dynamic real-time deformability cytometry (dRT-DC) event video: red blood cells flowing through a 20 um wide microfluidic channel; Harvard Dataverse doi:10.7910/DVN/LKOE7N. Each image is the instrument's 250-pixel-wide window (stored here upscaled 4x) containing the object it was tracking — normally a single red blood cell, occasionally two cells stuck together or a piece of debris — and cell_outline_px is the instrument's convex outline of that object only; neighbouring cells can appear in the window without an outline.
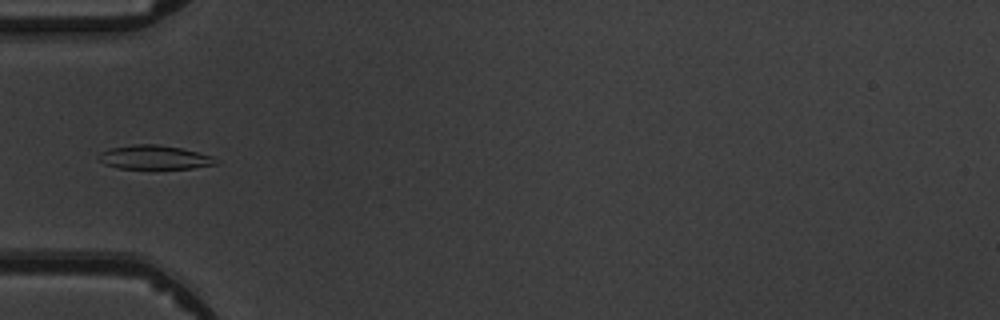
{"species": "common noctule bat (a hibernating species)", "species_latin": "Nyctalus noctula", "temperature_condition": "warm", "stored_images_in_passage": 6, "camera_frame_rate_fps": 3000, "um_per_image_px": 0.085, "animal": {"sex": "male", "body_mass_g": 19.5, "forearm_length_mm": 54.6}, "frame": {"image": 1, "passage_image": 6, "time_ms": 5.667, "image_size_px": [1000, 320], "cell_outline_px": [[220, 164], [192, 168], [116, 168], [104, 164], [96, 156], [100, 152], [108, 148], [136, 144], [156, 144], [180, 148], [212, 156]], "centroid_in_image_um": [13.08, 13.37], "position_along_channel_um": 71.9, "area_um2": 16.3}}